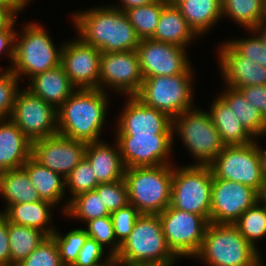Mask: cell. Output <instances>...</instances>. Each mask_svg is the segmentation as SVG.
I'll list each match as a JSON object with an SVG mask.
<instances>
[{"instance_id":"cell-1","label":"cell","mask_w":266,"mask_h":266,"mask_svg":"<svg viewBox=\"0 0 266 266\" xmlns=\"http://www.w3.org/2000/svg\"><path fill=\"white\" fill-rule=\"evenodd\" d=\"M78 36L101 52L137 50L141 41L127 14L111 4L72 13Z\"/></svg>"},{"instance_id":"cell-2","label":"cell","mask_w":266,"mask_h":266,"mask_svg":"<svg viewBox=\"0 0 266 266\" xmlns=\"http://www.w3.org/2000/svg\"><path fill=\"white\" fill-rule=\"evenodd\" d=\"M108 100L99 88L76 89L57 109L58 133L85 143L100 141Z\"/></svg>"},{"instance_id":"cell-3","label":"cell","mask_w":266,"mask_h":266,"mask_svg":"<svg viewBox=\"0 0 266 266\" xmlns=\"http://www.w3.org/2000/svg\"><path fill=\"white\" fill-rule=\"evenodd\" d=\"M173 172L174 164L126 168L129 204L141 214L164 211L171 203Z\"/></svg>"},{"instance_id":"cell-4","label":"cell","mask_w":266,"mask_h":266,"mask_svg":"<svg viewBox=\"0 0 266 266\" xmlns=\"http://www.w3.org/2000/svg\"><path fill=\"white\" fill-rule=\"evenodd\" d=\"M115 257L120 262L164 266L178 260L167 245L158 214H141Z\"/></svg>"},{"instance_id":"cell-5","label":"cell","mask_w":266,"mask_h":266,"mask_svg":"<svg viewBox=\"0 0 266 266\" xmlns=\"http://www.w3.org/2000/svg\"><path fill=\"white\" fill-rule=\"evenodd\" d=\"M259 254L234 224L209 223L194 257L205 266H255Z\"/></svg>"},{"instance_id":"cell-6","label":"cell","mask_w":266,"mask_h":266,"mask_svg":"<svg viewBox=\"0 0 266 266\" xmlns=\"http://www.w3.org/2000/svg\"><path fill=\"white\" fill-rule=\"evenodd\" d=\"M62 48L63 44L59 48L55 46L43 26L41 27L36 22H28L19 34L16 33L15 57L10 69L20 81L25 75L31 79L35 75L60 65Z\"/></svg>"},{"instance_id":"cell-7","label":"cell","mask_w":266,"mask_h":266,"mask_svg":"<svg viewBox=\"0 0 266 266\" xmlns=\"http://www.w3.org/2000/svg\"><path fill=\"white\" fill-rule=\"evenodd\" d=\"M174 134L195 158L194 165H209L225 147L208 110L193 107L175 116Z\"/></svg>"},{"instance_id":"cell-8","label":"cell","mask_w":266,"mask_h":266,"mask_svg":"<svg viewBox=\"0 0 266 266\" xmlns=\"http://www.w3.org/2000/svg\"><path fill=\"white\" fill-rule=\"evenodd\" d=\"M212 182L208 165H174L170 205L201 215L210 223Z\"/></svg>"},{"instance_id":"cell-9","label":"cell","mask_w":266,"mask_h":266,"mask_svg":"<svg viewBox=\"0 0 266 266\" xmlns=\"http://www.w3.org/2000/svg\"><path fill=\"white\" fill-rule=\"evenodd\" d=\"M193 74L144 78L135 95L145 105L168 114L172 119L194 107Z\"/></svg>"},{"instance_id":"cell-10","label":"cell","mask_w":266,"mask_h":266,"mask_svg":"<svg viewBox=\"0 0 266 266\" xmlns=\"http://www.w3.org/2000/svg\"><path fill=\"white\" fill-rule=\"evenodd\" d=\"M168 247L178 258L194 257L209 222L201 215L168 206L158 214Z\"/></svg>"},{"instance_id":"cell-11","label":"cell","mask_w":266,"mask_h":266,"mask_svg":"<svg viewBox=\"0 0 266 266\" xmlns=\"http://www.w3.org/2000/svg\"><path fill=\"white\" fill-rule=\"evenodd\" d=\"M18 90L10 119L32 141L58 133L57 109L29 89Z\"/></svg>"},{"instance_id":"cell-12","label":"cell","mask_w":266,"mask_h":266,"mask_svg":"<svg viewBox=\"0 0 266 266\" xmlns=\"http://www.w3.org/2000/svg\"><path fill=\"white\" fill-rule=\"evenodd\" d=\"M244 146H225L222 152L208 165L213 179L234 181L258 191L263 178L260 172L258 142Z\"/></svg>"},{"instance_id":"cell-13","label":"cell","mask_w":266,"mask_h":266,"mask_svg":"<svg viewBox=\"0 0 266 266\" xmlns=\"http://www.w3.org/2000/svg\"><path fill=\"white\" fill-rule=\"evenodd\" d=\"M143 76L140 69L138 53L121 51L102 52L100 59L99 89L110 88L121 95L133 96L141 89ZM123 93V94H122Z\"/></svg>"},{"instance_id":"cell-14","label":"cell","mask_w":266,"mask_h":266,"mask_svg":"<svg viewBox=\"0 0 266 266\" xmlns=\"http://www.w3.org/2000/svg\"><path fill=\"white\" fill-rule=\"evenodd\" d=\"M136 51L143 79L194 73L186 48L147 38L141 39Z\"/></svg>"},{"instance_id":"cell-15","label":"cell","mask_w":266,"mask_h":266,"mask_svg":"<svg viewBox=\"0 0 266 266\" xmlns=\"http://www.w3.org/2000/svg\"><path fill=\"white\" fill-rule=\"evenodd\" d=\"M126 97L116 136L173 135V119L168 114L145 105L135 95Z\"/></svg>"},{"instance_id":"cell-16","label":"cell","mask_w":266,"mask_h":266,"mask_svg":"<svg viewBox=\"0 0 266 266\" xmlns=\"http://www.w3.org/2000/svg\"><path fill=\"white\" fill-rule=\"evenodd\" d=\"M257 202V191L225 179H213L210 223L234 224Z\"/></svg>"},{"instance_id":"cell-17","label":"cell","mask_w":266,"mask_h":266,"mask_svg":"<svg viewBox=\"0 0 266 266\" xmlns=\"http://www.w3.org/2000/svg\"><path fill=\"white\" fill-rule=\"evenodd\" d=\"M174 135L115 136L126 168L171 164Z\"/></svg>"},{"instance_id":"cell-18","label":"cell","mask_w":266,"mask_h":266,"mask_svg":"<svg viewBox=\"0 0 266 266\" xmlns=\"http://www.w3.org/2000/svg\"><path fill=\"white\" fill-rule=\"evenodd\" d=\"M85 142L59 133L32 143V157L64 179L85 158Z\"/></svg>"},{"instance_id":"cell-19","label":"cell","mask_w":266,"mask_h":266,"mask_svg":"<svg viewBox=\"0 0 266 266\" xmlns=\"http://www.w3.org/2000/svg\"><path fill=\"white\" fill-rule=\"evenodd\" d=\"M101 54L79 36L63 43L61 65L77 89L99 88Z\"/></svg>"},{"instance_id":"cell-20","label":"cell","mask_w":266,"mask_h":266,"mask_svg":"<svg viewBox=\"0 0 266 266\" xmlns=\"http://www.w3.org/2000/svg\"><path fill=\"white\" fill-rule=\"evenodd\" d=\"M217 50L224 84L234 89L266 85V67L242 56L226 39Z\"/></svg>"},{"instance_id":"cell-21","label":"cell","mask_w":266,"mask_h":266,"mask_svg":"<svg viewBox=\"0 0 266 266\" xmlns=\"http://www.w3.org/2000/svg\"><path fill=\"white\" fill-rule=\"evenodd\" d=\"M32 143L10 118L0 120V173L21 168L32 156Z\"/></svg>"},{"instance_id":"cell-22","label":"cell","mask_w":266,"mask_h":266,"mask_svg":"<svg viewBox=\"0 0 266 266\" xmlns=\"http://www.w3.org/2000/svg\"><path fill=\"white\" fill-rule=\"evenodd\" d=\"M114 142L115 148L103 140L86 144L85 158L96 174L99 184L124 179L126 167L122 161L119 145Z\"/></svg>"},{"instance_id":"cell-23","label":"cell","mask_w":266,"mask_h":266,"mask_svg":"<svg viewBox=\"0 0 266 266\" xmlns=\"http://www.w3.org/2000/svg\"><path fill=\"white\" fill-rule=\"evenodd\" d=\"M29 81L27 89L56 109L77 89L61 64L35 75Z\"/></svg>"},{"instance_id":"cell-24","label":"cell","mask_w":266,"mask_h":266,"mask_svg":"<svg viewBox=\"0 0 266 266\" xmlns=\"http://www.w3.org/2000/svg\"><path fill=\"white\" fill-rule=\"evenodd\" d=\"M198 35L188 25L180 10L170 0L162 9L151 39L186 48Z\"/></svg>"},{"instance_id":"cell-25","label":"cell","mask_w":266,"mask_h":266,"mask_svg":"<svg viewBox=\"0 0 266 266\" xmlns=\"http://www.w3.org/2000/svg\"><path fill=\"white\" fill-rule=\"evenodd\" d=\"M211 105L208 112L225 146H244L256 140L220 96Z\"/></svg>"},{"instance_id":"cell-26","label":"cell","mask_w":266,"mask_h":266,"mask_svg":"<svg viewBox=\"0 0 266 266\" xmlns=\"http://www.w3.org/2000/svg\"><path fill=\"white\" fill-rule=\"evenodd\" d=\"M54 205L40 200L32 203L9 205L2 212L10 223L40 229L47 236H51L57 229L51 225ZM51 225V226H50Z\"/></svg>"},{"instance_id":"cell-27","label":"cell","mask_w":266,"mask_h":266,"mask_svg":"<svg viewBox=\"0 0 266 266\" xmlns=\"http://www.w3.org/2000/svg\"><path fill=\"white\" fill-rule=\"evenodd\" d=\"M200 37L222 18V0H171Z\"/></svg>"},{"instance_id":"cell-28","label":"cell","mask_w":266,"mask_h":266,"mask_svg":"<svg viewBox=\"0 0 266 266\" xmlns=\"http://www.w3.org/2000/svg\"><path fill=\"white\" fill-rule=\"evenodd\" d=\"M29 177L31 184L36 188L41 200L54 206L66 199L65 179L58 173L41 165L32 156L22 166Z\"/></svg>"},{"instance_id":"cell-29","label":"cell","mask_w":266,"mask_h":266,"mask_svg":"<svg viewBox=\"0 0 266 266\" xmlns=\"http://www.w3.org/2000/svg\"><path fill=\"white\" fill-rule=\"evenodd\" d=\"M224 93L219 96L234 111L243 127L255 138L266 134V119L254 105L245 98L242 92L225 85Z\"/></svg>"},{"instance_id":"cell-30","label":"cell","mask_w":266,"mask_h":266,"mask_svg":"<svg viewBox=\"0 0 266 266\" xmlns=\"http://www.w3.org/2000/svg\"><path fill=\"white\" fill-rule=\"evenodd\" d=\"M0 195L5 199V202L7 201V207L41 200L23 167L0 173Z\"/></svg>"},{"instance_id":"cell-31","label":"cell","mask_w":266,"mask_h":266,"mask_svg":"<svg viewBox=\"0 0 266 266\" xmlns=\"http://www.w3.org/2000/svg\"><path fill=\"white\" fill-rule=\"evenodd\" d=\"M224 16L244 30H253L266 18L265 0H222V18Z\"/></svg>"},{"instance_id":"cell-32","label":"cell","mask_w":266,"mask_h":266,"mask_svg":"<svg viewBox=\"0 0 266 266\" xmlns=\"http://www.w3.org/2000/svg\"><path fill=\"white\" fill-rule=\"evenodd\" d=\"M8 235L11 266L16 262H22L46 237H48L40 229L17 225L9 221Z\"/></svg>"},{"instance_id":"cell-33","label":"cell","mask_w":266,"mask_h":266,"mask_svg":"<svg viewBox=\"0 0 266 266\" xmlns=\"http://www.w3.org/2000/svg\"><path fill=\"white\" fill-rule=\"evenodd\" d=\"M63 205V213L73 219H80L86 223L92 219L110 216V212L102 201V197L95 191H88L74 197Z\"/></svg>"},{"instance_id":"cell-34","label":"cell","mask_w":266,"mask_h":266,"mask_svg":"<svg viewBox=\"0 0 266 266\" xmlns=\"http://www.w3.org/2000/svg\"><path fill=\"white\" fill-rule=\"evenodd\" d=\"M170 0H155L150 4L125 11L129 22L141 39L151 38L157 28L163 7Z\"/></svg>"},{"instance_id":"cell-35","label":"cell","mask_w":266,"mask_h":266,"mask_svg":"<svg viewBox=\"0 0 266 266\" xmlns=\"http://www.w3.org/2000/svg\"><path fill=\"white\" fill-rule=\"evenodd\" d=\"M243 237L258 250L257 240L266 237V207L256 202L234 223Z\"/></svg>"},{"instance_id":"cell-36","label":"cell","mask_w":266,"mask_h":266,"mask_svg":"<svg viewBox=\"0 0 266 266\" xmlns=\"http://www.w3.org/2000/svg\"><path fill=\"white\" fill-rule=\"evenodd\" d=\"M63 235L55 230L51 237L56 242L63 266H73L88 235L84 228H76Z\"/></svg>"},{"instance_id":"cell-37","label":"cell","mask_w":266,"mask_h":266,"mask_svg":"<svg viewBox=\"0 0 266 266\" xmlns=\"http://www.w3.org/2000/svg\"><path fill=\"white\" fill-rule=\"evenodd\" d=\"M98 185L96 174L88 160L83 158L65 179V189L72 196L69 202L79 194L94 190Z\"/></svg>"},{"instance_id":"cell-38","label":"cell","mask_w":266,"mask_h":266,"mask_svg":"<svg viewBox=\"0 0 266 266\" xmlns=\"http://www.w3.org/2000/svg\"><path fill=\"white\" fill-rule=\"evenodd\" d=\"M86 224L85 231L88 237L96 240L104 248L106 245L109 246L111 249L108 253L111 256H116L121 245L115 238L111 216L92 219Z\"/></svg>"},{"instance_id":"cell-39","label":"cell","mask_w":266,"mask_h":266,"mask_svg":"<svg viewBox=\"0 0 266 266\" xmlns=\"http://www.w3.org/2000/svg\"><path fill=\"white\" fill-rule=\"evenodd\" d=\"M12 266H63L55 240L48 236L22 262Z\"/></svg>"},{"instance_id":"cell-40","label":"cell","mask_w":266,"mask_h":266,"mask_svg":"<svg viewBox=\"0 0 266 266\" xmlns=\"http://www.w3.org/2000/svg\"><path fill=\"white\" fill-rule=\"evenodd\" d=\"M94 190L102 197L110 213L129 204L128 187L124 179L99 184Z\"/></svg>"},{"instance_id":"cell-41","label":"cell","mask_w":266,"mask_h":266,"mask_svg":"<svg viewBox=\"0 0 266 266\" xmlns=\"http://www.w3.org/2000/svg\"><path fill=\"white\" fill-rule=\"evenodd\" d=\"M19 81L11 69L0 71V120L8 119L12 113Z\"/></svg>"},{"instance_id":"cell-42","label":"cell","mask_w":266,"mask_h":266,"mask_svg":"<svg viewBox=\"0 0 266 266\" xmlns=\"http://www.w3.org/2000/svg\"><path fill=\"white\" fill-rule=\"evenodd\" d=\"M248 33H253L247 38L230 39L228 42L244 57L251 59L260 66L266 67V45L254 30H249Z\"/></svg>"},{"instance_id":"cell-43","label":"cell","mask_w":266,"mask_h":266,"mask_svg":"<svg viewBox=\"0 0 266 266\" xmlns=\"http://www.w3.org/2000/svg\"><path fill=\"white\" fill-rule=\"evenodd\" d=\"M140 215L141 213L132 204L111 212L114 235L120 245L128 238Z\"/></svg>"},{"instance_id":"cell-44","label":"cell","mask_w":266,"mask_h":266,"mask_svg":"<svg viewBox=\"0 0 266 266\" xmlns=\"http://www.w3.org/2000/svg\"><path fill=\"white\" fill-rule=\"evenodd\" d=\"M104 247H102L96 240L87 238L81 250L78 252L77 261L73 266H98L105 263L111 255L108 253L103 261Z\"/></svg>"},{"instance_id":"cell-45","label":"cell","mask_w":266,"mask_h":266,"mask_svg":"<svg viewBox=\"0 0 266 266\" xmlns=\"http://www.w3.org/2000/svg\"><path fill=\"white\" fill-rule=\"evenodd\" d=\"M248 102L252 103L266 119V85H254L239 89Z\"/></svg>"},{"instance_id":"cell-46","label":"cell","mask_w":266,"mask_h":266,"mask_svg":"<svg viewBox=\"0 0 266 266\" xmlns=\"http://www.w3.org/2000/svg\"><path fill=\"white\" fill-rule=\"evenodd\" d=\"M16 22L15 20L7 29L0 30V55L5 54L10 59L11 65L8 66V69L11 68L15 57V37L17 30L14 28V25Z\"/></svg>"},{"instance_id":"cell-47","label":"cell","mask_w":266,"mask_h":266,"mask_svg":"<svg viewBox=\"0 0 266 266\" xmlns=\"http://www.w3.org/2000/svg\"><path fill=\"white\" fill-rule=\"evenodd\" d=\"M8 219L0 212V265L11 266Z\"/></svg>"},{"instance_id":"cell-48","label":"cell","mask_w":266,"mask_h":266,"mask_svg":"<svg viewBox=\"0 0 266 266\" xmlns=\"http://www.w3.org/2000/svg\"><path fill=\"white\" fill-rule=\"evenodd\" d=\"M16 19L17 14L12 9L0 4V30L7 29Z\"/></svg>"},{"instance_id":"cell-49","label":"cell","mask_w":266,"mask_h":266,"mask_svg":"<svg viewBox=\"0 0 266 266\" xmlns=\"http://www.w3.org/2000/svg\"><path fill=\"white\" fill-rule=\"evenodd\" d=\"M155 0H120L121 3L119 5H115L112 7L120 9L122 12H125L128 9H132L138 6H143L152 3ZM118 6V7H117Z\"/></svg>"},{"instance_id":"cell-50","label":"cell","mask_w":266,"mask_h":266,"mask_svg":"<svg viewBox=\"0 0 266 266\" xmlns=\"http://www.w3.org/2000/svg\"><path fill=\"white\" fill-rule=\"evenodd\" d=\"M30 1L32 0H0V4L6 5L18 15Z\"/></svg>"},{"instance_id":"cell-51","label":"cell","mask_w":266,"mask_h":266,"mask_svg":"<svg viewBox=\"0 0 266 266\" xmlns=\"http://www.w3.org/2000/svg\"><path fill=\"white\" fill-rule=\"evenodd\" d=\"M260 172L263 180H266V150L258 145Z\"/></svg>"},{"instance_id":"cell-52","label":"cell","mask_w":266,"mask_h":266,"mask_svg":"<svg viewBox=\"0 0 266 266\" xmlns=\"http://www.w3.org/2000/svg\"><path fill=\"white\" fill-rule=\"evenodd\" d=\"M257 202L266 207V180H263L259 190L257 191Z\"/></svg>"},{"instance_id":"cell-53","label":"cell","mask_w":266,"mask_h":266,"mask_svg":"<svg viewBox=\"0 0 266 266\" xmlns=\"http://www.w3.org/2000/svg\"><path fill=\"white\" fill-rule=\"evenodd\" d=\"M253 30L259 35L263 43L266 45V18L262 20Z\"/></svg>"},{"instance_id":"cell-54","label":"cell","mask_w":266,"mask_h":266,"mask_svg":"<svg viewBox=\"0 0 266 266\" xmlns=\"http://www.w3.org/2000/svg\"><path fill=\"white\" fill-rule=\"evenodd\" d=\"M98 266H120V261L115 256H111L105 263Z\"/></svg>"},{"instance_id":"cell-55","label":"cell","mask_w":266,"mask_h":266,"mask_svg":"<svg viewBox=\"0 0 266 266\" xmlns=\"http://www.w3.org/2000/svg\"><path fill=\"white\" fill-rule=\"evenodd\" d=\"M120 266H164V265L120 262Z\"/></svg>"},{"instance_id":"cell-56","label":"cell","mask_w":266,"mask_h":266,"mask_svg":"<svg viewBox=\"0 0 266 266\" xmlns=\"http://www.w3.org/2000/svg\"><path fill=\"white\" fill-rule=\"evenodd\" d=\"M260 256L261 254H259L255 266H264V263H262V258Z\"/></svg>"}]
</instances>
